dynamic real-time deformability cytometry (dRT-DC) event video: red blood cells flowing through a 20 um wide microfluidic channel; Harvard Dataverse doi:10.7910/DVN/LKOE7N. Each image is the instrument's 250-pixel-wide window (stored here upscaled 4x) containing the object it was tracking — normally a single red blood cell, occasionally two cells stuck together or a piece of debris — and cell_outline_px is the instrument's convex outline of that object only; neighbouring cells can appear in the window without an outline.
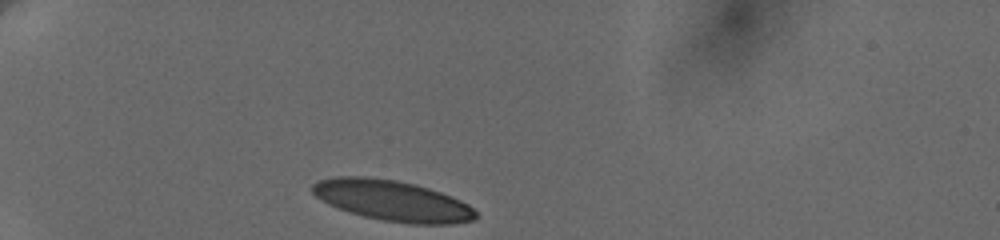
{"species": "human", "species_latin": "Homo sapiens", "temperature_condition": "cold", "stored_images_in_passage": 3, "camera_frame_rate_fps": 3000, "um_per_image_px": 0.085, "donor": {"sex": "female"}, "frame": {"image": 1, "passage_image": 1, "time_ms": 0.0, "image_size_px": [1000, 240], "cell_outline_px": [[476, 220], [452, 224], [408, 224], [380, 220], [348, 212], [336, 208], [320, 200], [312, 192], [312, 184], [320, 180], [336, 176], [364, 176], [396, 180], [416, 184], [440, 192], [460, 200], [468, 204], [476, 212]], "centroid_in_image_um": [33.33, 17.06], "position_along_channel_um": 51.7, "area_um2": 38.9}}
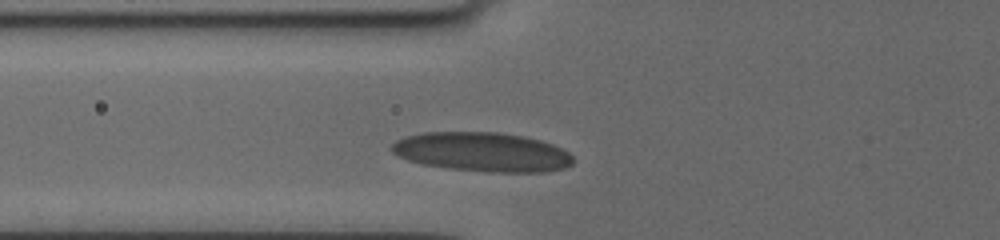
{"frame": {"image": 2, "passage_image": 3, "time_ms": 2.0, "image_size_px": [1000, 240], "cell_outline_px": [[572, 164], [564, 168], [544, 172], [488, 172], [448, 168], [420, 164], [396, 156], [392, 152], [392, 144], [396, 140], [408, 136], [424, 132], [496, 132], [524, 136], [540, 140], [552, 144], [568, 152], [572, 156]], "centroid_in_image_um": [40.97, 12.92], "position_along_channel_um": 84.8, "area_um2": 41.5}}